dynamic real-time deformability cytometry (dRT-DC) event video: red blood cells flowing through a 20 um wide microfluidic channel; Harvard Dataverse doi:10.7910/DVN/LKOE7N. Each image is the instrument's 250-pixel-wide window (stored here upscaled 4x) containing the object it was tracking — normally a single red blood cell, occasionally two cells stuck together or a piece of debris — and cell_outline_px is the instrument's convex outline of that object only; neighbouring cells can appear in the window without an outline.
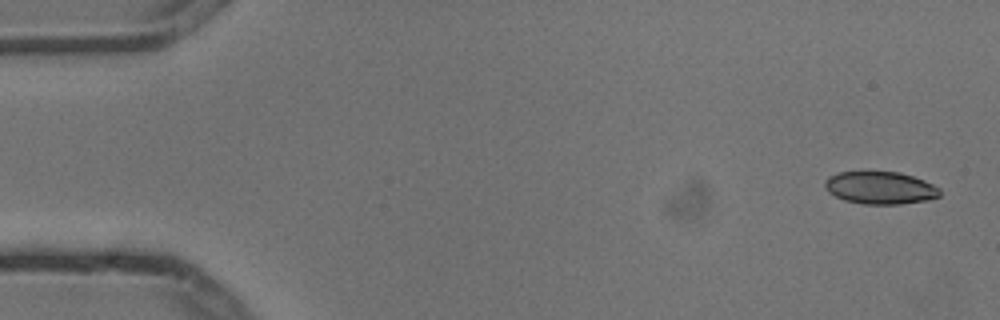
{"species": "common noctule bat (a hibernating species)", "species_latin": "Nyctalus noctula", "temperature_condition": "cold", "stored_images_in_passage": 4, "camera_frame_rate_fps": 3000, "um_per_image_px": 0.085, "animal": {"sex": "male", "body_mass_g": 13.3}, "frame": {"image": 1, "passage_image": 1, "time_ms": 0.0, "image_size_px": [1000, 320], "cell_outline_px": [[940, 196], [928, 200], [900, 204], [864, 204], [844, 200], [828, 192], [824, 184], [824, 180], [828, 176], [840, 172], [900, 172], [924, 180], [940, 188]], "centroid_in_image_um": [74.82, 15.97], "position_along_channel_um": 10.2, "area_um2": 21.79}}
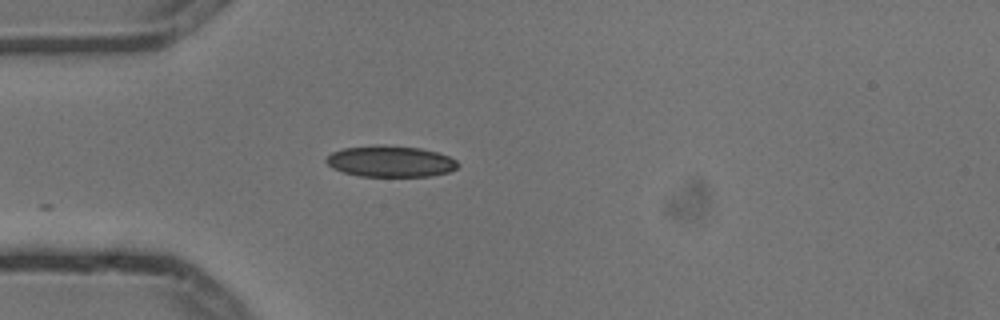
{"frame": {"image": 2, "passage_image": 4, "time_ms": 1.0, "image_size_px": [1000, 320], "cell_outline_px": [[460, 164], [456, 168], [448, 172], [432, 176], [360, 176], [344, 172], [332, 168], [324, 160], [332, 152], [344, 148], [376, 144], [420, 148], [436, 152], [448, 156], [456, 160]], "centroid_in_image_um": [33.18, 13.71], "position_along_channel_um": 51.8, "area_um2": 23.93}}